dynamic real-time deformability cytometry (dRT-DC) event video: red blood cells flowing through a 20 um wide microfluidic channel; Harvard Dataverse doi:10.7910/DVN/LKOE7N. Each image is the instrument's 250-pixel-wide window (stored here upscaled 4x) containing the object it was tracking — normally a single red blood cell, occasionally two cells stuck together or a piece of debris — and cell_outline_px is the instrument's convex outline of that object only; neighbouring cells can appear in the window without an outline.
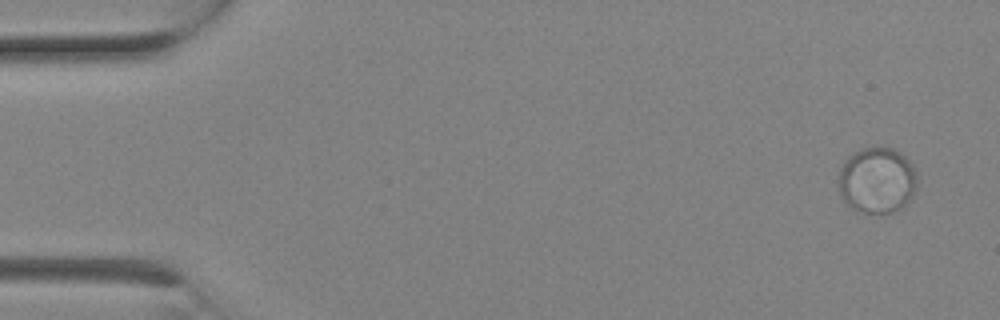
{"species": "Egyptian fruit bat (a non-hibernating species)", "species_latin": "Rousettus aegyptiacus", "temperature_condition": "room temperature", "stored_images_in_passage": 2, "camera_frame_rate_fps": 3000, "um_per_image_px": 0.085, "animal": {"sex": "female"}, "frame": {"image": 1, "passage_image": 1, "time_ms": 0.0, "image_size_px": [1000, 320], "cell_outline_px": [[916, 192], [904, 208], [892, 212], [864, 212], [848, 204], [840, 196], [840, 168], [844, 160], [848, 156], [860, 148], [884, 144], [900, 152], [912, 164], [916, 172]], "centroid_in_image_um": [74.58, 15.27], "position_along_channel_um": 10.4, "area_um2": 30.58}}